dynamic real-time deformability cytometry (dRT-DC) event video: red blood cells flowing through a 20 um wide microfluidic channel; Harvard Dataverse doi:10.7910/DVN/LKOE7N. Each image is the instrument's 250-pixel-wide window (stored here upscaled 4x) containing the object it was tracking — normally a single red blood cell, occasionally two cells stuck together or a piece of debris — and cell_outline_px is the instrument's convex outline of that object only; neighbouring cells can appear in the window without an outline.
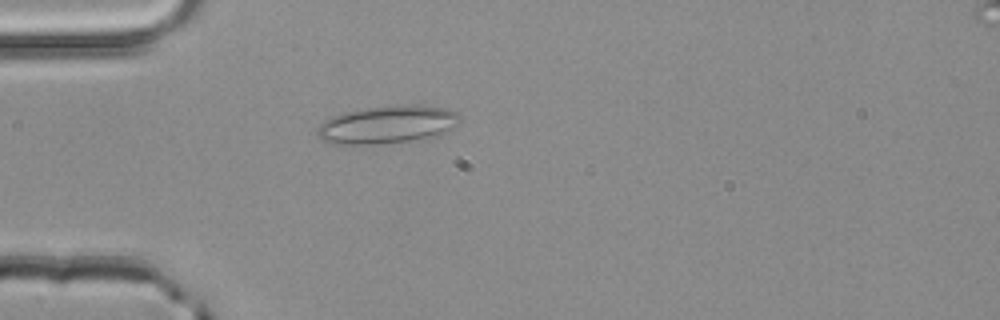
{"species": "common noctule bat (a hibernating species)", "species_latin": "Nyctalus noctula", "temperature_condition": "room temperature", "stored_images_in_passage": 2, "camera_frame_rate_fps": 3000, "um_per_image_px": 0.085, "animal": {"sex": "male", "body_mass_g": 20.4}, "frame": {"image": 1, "passage_image": 2, "time_ms": 0.333, "image_size_px": [1000, 320], "cell_outline_px": [[460, 120], [452, 128], [440, 136], [424, 140], [372, 144], [332, 144], [320, 140], [316, 136], [316, 128], [324, 120], [332, 116], [344, 112], [364, 108], [400, 104], [416, 104], [448, 108], [460, 112]], "centroid_in_image_um": [32.95, 10.59], "position_along_channel_um": 52.0, "area_um2": 32.43}}